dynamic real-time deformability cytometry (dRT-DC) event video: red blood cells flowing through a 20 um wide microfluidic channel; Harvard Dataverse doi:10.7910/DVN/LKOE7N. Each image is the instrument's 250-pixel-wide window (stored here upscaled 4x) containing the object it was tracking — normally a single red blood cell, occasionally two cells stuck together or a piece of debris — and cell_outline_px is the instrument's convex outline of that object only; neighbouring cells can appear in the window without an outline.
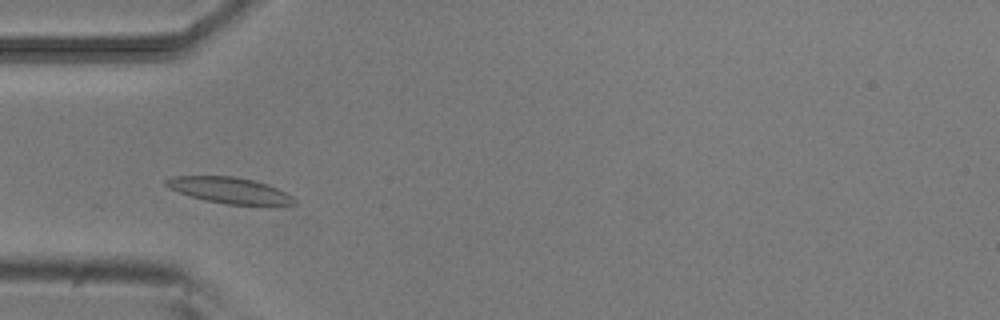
{"species": "common noctule bat (a hibernating species)", "species_latin": "Nyctalus noctula", "temperature_condition": "room temperature", "stored_images_in_passage": 43, "camera_frame_rate_fps": 3000, "um_per_image_px": 0.085, "animal": {"sex": "male", "body_mass_g": 20.5, "forearm_length_mm": 52.5}, "frame": {"image": 1, "passage_image": 6, "time_ms": 1.667, "image_size_px": [1000, 320], "cell_outline_px": [[296, 204], [272, 208], [224, 204], [204, 200], [168, 188], [164, 184], [164, 180], [172, 176], [236, 176], [256, 180], [268, 184], [292, 196], [296, 200]], "centroid_in_image_um": [19.62, 16.22], "position_along_channel_um": 65.4, "area_um2": 20.35}}
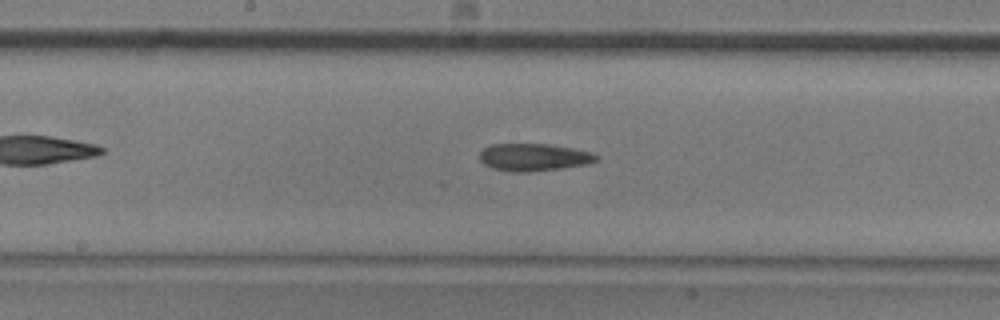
{"frame": {"image": 2, "passage_image": 17, "time_ms": 5.333, "image_size_px": [1000, 320], "cell_outline_px": [[600, 160], [588, 164], [560, 168], [528, 172], [512, 172], [492, 168], [484, 164], [480, 160], [480, 152], [484, 148], [492, 144], [548, 144], [572, 148], [588, 152], [600, 156]], "centroid_in_image_um": [45.37, 13.37], "position_along_channel_um": 202.8, "area_um2": 18.61}}
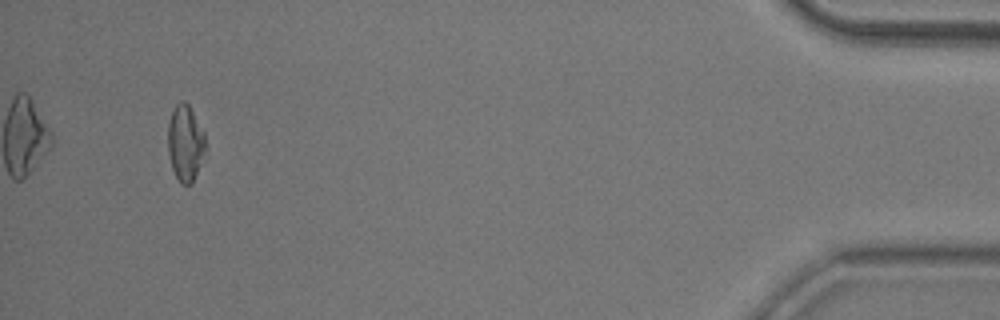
{"frame": {"image": 3, "passage_image": 40, "time_ms": 13.0, "image_size_px": [1000, 320], "cell_outline_px": [[208, 152], [192, 184], [180, 184], [172, 168], [168, 152], [168, 124], [172, 112], [176, 104], [180, 100], [184, 100], [188, 104], [204, 132]], "centroid_in_image_um": [15.79, 12.19], "position_along_channel_um": 419.4, "area_um2": 17.11}}